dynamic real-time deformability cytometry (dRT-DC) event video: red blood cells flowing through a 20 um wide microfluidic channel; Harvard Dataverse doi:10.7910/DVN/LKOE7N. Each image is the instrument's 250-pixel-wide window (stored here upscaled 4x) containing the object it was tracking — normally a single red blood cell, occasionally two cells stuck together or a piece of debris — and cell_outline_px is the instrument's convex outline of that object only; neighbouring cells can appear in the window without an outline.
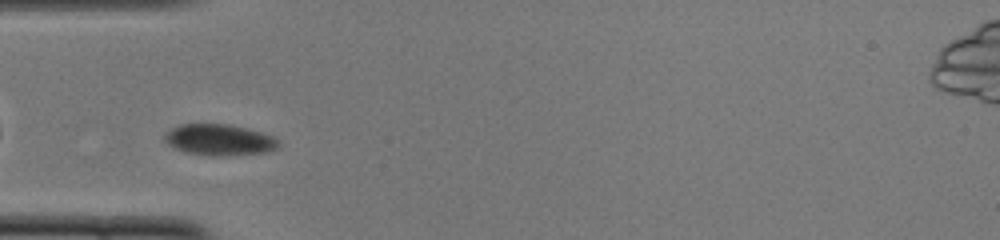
{"species": "common noctule bat (a hibernating species)", "species_latin": "Nyctalus noctula", "temperature_condition": "cold", "stored_images_in_passage": 54, "camera_frame_rate_fps": 3000, "um_per_image_px": 0.085, "animal": {"sex": "female", "body_mass_g": 22.0, "forearm_length_mm": 56.7}, "frame": {"image": 1, "passage_image": 11, "time_ms": 3.333, "image_size_px": [1000, 240], "cell_outline_px": [[280, 148], [268, 152], [228, 156], [212, 156], [188, 152], [176, 148], [168, 144], [164, 140], [164, 132], [176, 124], [228, 124], [248, 128], [272, 136], [280, 140]], "centroid_in_image_um": [18.67, 11.88], "position_along_channel_um": 66.3, "area_um2": 21.04}}
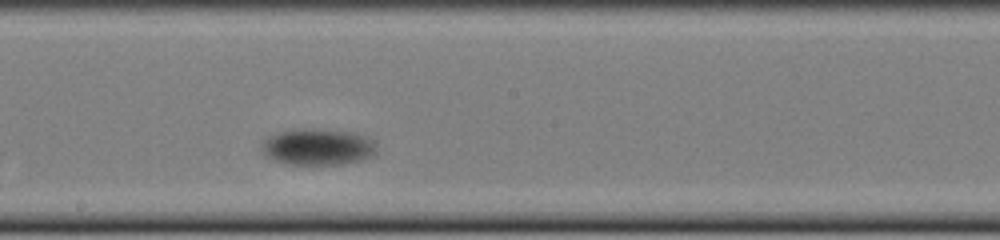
{"frame": {"image": 2, "passage_image": 30, "time_ms": 9.667, "image_size_px": [1000, 240], "cell_outline_px": [[376, 152], [372, 156], [360, 160], [340, 164], [284, 164], [264, 156], [260, 148], [260, 144], [268, 136], [276, 132], [296, 128], [312, 128], [352, 132], [364, 136], [372, 140], [376, 148]], "centroid_in_image_um": [26.93, 12.47], "position_along_channel_um": 221.3, "area_um2": 24.68}}
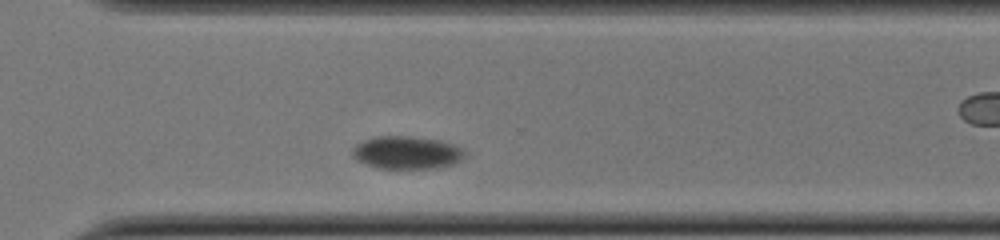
{"frame": {"image": 3, "passage_image": 47, "time_ms": 15.333, "image_size_px": [1000, 240], "cell_outline_px": [[468, 156], [452, 164], [436, 168], [376, 168], [352, 156], [352, 148], [356, 144], [364, 140], [376, 136], [412, 136], [436, 140], [456, 144], [464, 148], [468, 152]], "centroid_in_image_um": [34.64, 12.96], "position_along_channel_um": 336.0, "area_um2": 21.62}}